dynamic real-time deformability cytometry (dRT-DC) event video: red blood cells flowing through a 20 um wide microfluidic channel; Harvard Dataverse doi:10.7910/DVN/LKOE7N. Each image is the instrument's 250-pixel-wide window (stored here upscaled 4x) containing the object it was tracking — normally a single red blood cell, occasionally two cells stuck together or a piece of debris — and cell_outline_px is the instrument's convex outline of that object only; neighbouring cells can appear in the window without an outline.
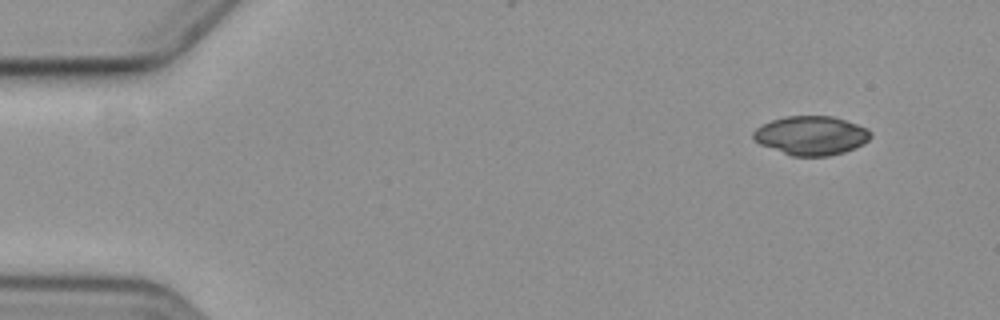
{"species": "common noctule bat (a hibernating species)", "species_latin": "Nyctalus noctula", "temperature_condition": "cold", "stored_images_in_passage": 5, "camera_frame_rate_fps": 3000, "um_per_image_px": 0.085, "animal": {"sex": "female", "body_mass_g": 19.3, "forearm_length_mm": 54.1}, "frame": {"image": 1, "passage_image": 5, "time_ms": 5.667, "image_size_px": [1000, 320], "cell_outline_px": [[872, 136], [864, 144], [856, 148], [844, 152], [828, 156], [792, 156], [760, 144], [752, 140], [752, 132], [756, 128], [772, 120], [784, 116], [832, 116], [868, 128], [872, 132]], "centroid_in_image_um": [68.96, 11.52], "position_along_channel_um": 16.0, "area_um2": 26.76}}